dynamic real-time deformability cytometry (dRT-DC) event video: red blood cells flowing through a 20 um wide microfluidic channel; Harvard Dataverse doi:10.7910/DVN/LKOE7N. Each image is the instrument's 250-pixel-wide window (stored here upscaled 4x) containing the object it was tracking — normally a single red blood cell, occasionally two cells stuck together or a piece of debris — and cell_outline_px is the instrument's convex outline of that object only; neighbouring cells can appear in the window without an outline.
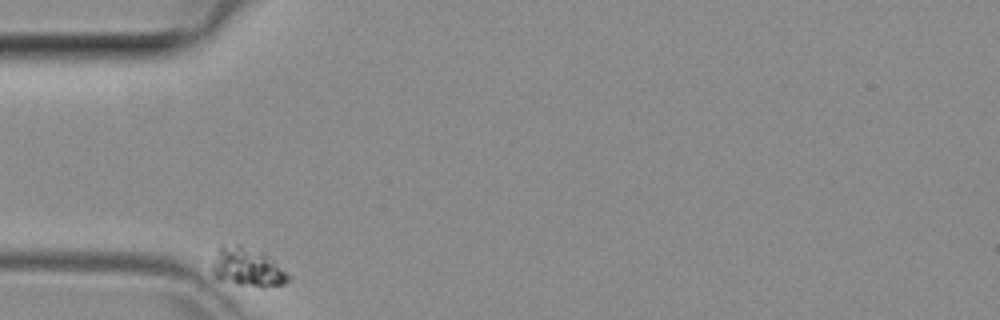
{"species": "common noctule bat (a hibernating species)", "species_latin": "Nyctalus noctula", "temperature_condition": "room temperature", "stored_images_in_passage": 33, "camera_frame_rate_fps": 3000, "um_per_image_px": 0.085, "animal": {"sex": "female", "body_mass_g": 29.2, "forearm_length_mm": 56.3}, "frame": {"image": 1, "passage_image": 1, "time_ms": 0.0, "image_size_px": [1000, 320], "cell_outline_px": [[292, 280], [284, 284], [264, 288], [260, 288], [236, 284], [216, 280], [212, 276], [212, 260], [220, 244], [240, 244], [264, 252], [272, 256], [292, 276]], "centroid_in_image_um": [21.06, 22.71], "position_along_channel_um": 63.9, "area_um2": 18.38}}
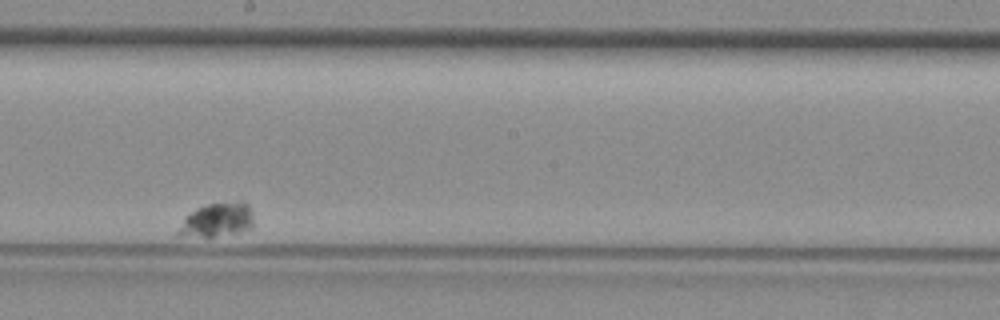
{"frame": {"image": 2, "passage_image": 19, "time_ms": 6.0, "image_size_px": [1000, 320], "cell_outline_px": [[252, 228], [236, 232], [212, 236], [176, 236], [176, 232], [184, 216], [188, 212], [196, 208], [208, 204], [236, 200], [240, 200], [248, 204], [252, 208]], "centroid_in_image_um": [18.42, 18.66], "position_along_channel_um": 229.8, "area_um2": 15.14}}
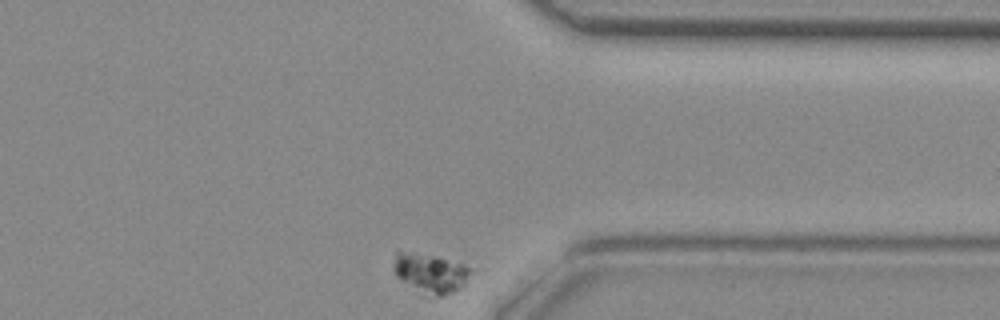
{"frame": {"image": 3, "passage_image": 33, "time_ms": 10.667, "image_size_px": [1000, 320], "cell_outline_px": [[472, 268], [464, 284], [452, 292], [440, 296], [420, 296], [400, 280], [396, 276], [392, 264], [396, 252], [412, 252], [432, 256], [464, 264]], "centroid_in_image_um": [36.51, 23.25], "position_along_channel_um": 374.9, "area_um2": 17.86}}